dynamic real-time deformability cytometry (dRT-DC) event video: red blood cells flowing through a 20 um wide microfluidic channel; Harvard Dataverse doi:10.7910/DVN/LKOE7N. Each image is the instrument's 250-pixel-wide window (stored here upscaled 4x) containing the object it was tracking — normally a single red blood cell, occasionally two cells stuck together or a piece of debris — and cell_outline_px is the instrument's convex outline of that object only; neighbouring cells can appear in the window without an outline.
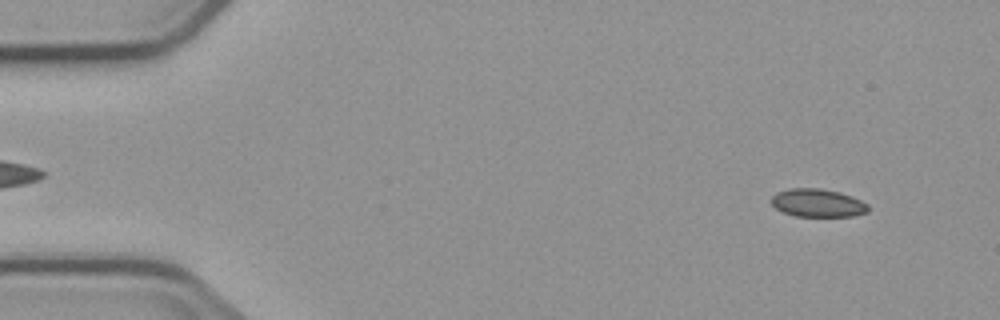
{"species": "common noctule bat (a hibernating species)", "species_latin": "Nyctalus noctula", "temperature_condition": "cold", "stored_images_in_passage": 5, "camera_frame_rate_fps": 3000, "um_per_image_px": 0.085, "animal": {"sex": "male", "body_mass_g": 23.1, "forearm_length_mm": 52.7}, "frame": {"image": 1, "passage_image": 1, "time_ms": 0.0, "image_size_px": [1000, 320], "cell_outline_px": [[868, 212], [852, 216], [796, 216], [784, 212], [776, 208], [772, 204], [772, 196], [776, 192], [788, 188], [820, 188], [840, 192], [852, 196], [868, 204]], "centroid_in_image_um": [69.5, 17.24], "position_along_channel_um": 15.5, "area_um2": 15.84}}